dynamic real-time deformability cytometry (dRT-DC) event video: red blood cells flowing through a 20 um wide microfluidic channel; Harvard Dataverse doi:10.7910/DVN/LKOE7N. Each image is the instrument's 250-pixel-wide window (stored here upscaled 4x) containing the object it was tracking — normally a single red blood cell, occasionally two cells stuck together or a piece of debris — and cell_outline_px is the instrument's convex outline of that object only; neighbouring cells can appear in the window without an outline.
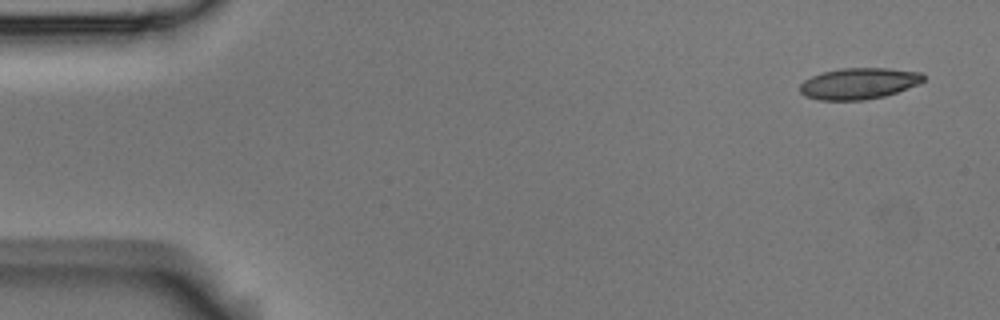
{"species": "Egyptian fruit bat (a non-hibernating species)", "species_latin": "Rousettus aegyptiacus", "temperature_condition": "room temperature", "stored_images_in_passage": 5, "camera_frame_rate_fps": 3000, "um_per_image_px": 0.085, "animal": {"sex": "male"}, "frame": {"image": 1, "passage_image": 1, "time_ms": 0.0, "image_size_px": [1000, 320], "cell_outline_px": [[924, 80], [920, 84], [884, 96], [864, 100], [820, 100], [804, 96], [800, 92], [800, 84], [804, 80], [812, 76], [824, 72], [840, 68], [888, 68], [920, 72], [924, 76]], "centroid_in_image_um": [73.0, 7.1], "position_along_channel_um": 12.0, "area_um2": 22.48}}